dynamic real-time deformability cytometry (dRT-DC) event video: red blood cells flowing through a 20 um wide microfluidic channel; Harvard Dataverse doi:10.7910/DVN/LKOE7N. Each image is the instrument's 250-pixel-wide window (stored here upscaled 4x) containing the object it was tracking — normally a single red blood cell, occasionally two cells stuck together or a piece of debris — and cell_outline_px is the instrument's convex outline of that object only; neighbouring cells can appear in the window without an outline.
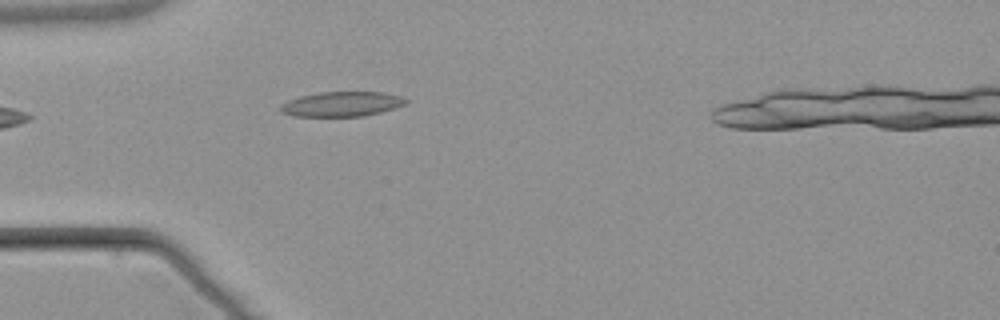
{"species": "common noctule bat (a hibernating species)", "species_latin": "Nyctalus noctula", "temperature_condition": "warm", "stored_images_in_passage": 2, "camera_frame_rate_fps": 3000, "um_per_image_px": 0.085, "animal": {"sex": "male", "body_mass_g": 21.5, "forearm_length_mm": 52.0}, "frame": {"image": 1, "passage_image": 1, "time_ms": 0.0, "image_size_px": [1000, 320], "cell_outline_px": [[408, 100], [404, 104], [380, 112], [364, 116], [292, 116], [280, 112], [280, 104], [288, 100], [300, 96], [320, 92], [384, 92], [400, 96]], "centroid_in_image_um": [29.0, 8.84], "position_along_channel_um": 56.0, "area_um2": 18.03}}